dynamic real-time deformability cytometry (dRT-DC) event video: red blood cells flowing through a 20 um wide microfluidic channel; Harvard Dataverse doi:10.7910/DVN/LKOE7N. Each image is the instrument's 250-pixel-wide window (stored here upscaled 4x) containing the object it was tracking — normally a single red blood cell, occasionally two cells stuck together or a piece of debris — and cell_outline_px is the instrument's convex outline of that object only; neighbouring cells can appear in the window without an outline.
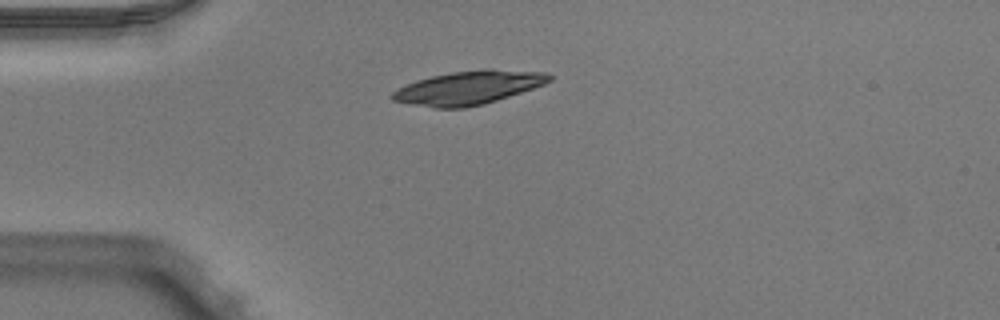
{"species": "Egyptian fruit bat (a non-hibernating species)", "species_latin": "Rousettus aegyptiacus", "temperature_condition": "warm", "stored_images_in_passage": 38, "camera_frame_rate_fps": 3000, "um_per_image_px": 0.085, "animal": {"sex": "male"}, "frame": {"image": 1, "passage_image": 1, "time_ms": 0.0, "image_size_px": [1000, 320], "cell_outline_px": [[552, 80], [544, 84], [484, 104], [464, 108], [432, 108], [392, 100], [388, 96], [392, 92], [416, 80], [432, 76], [452, 72], [484, 68], [488, 68], [548, 72], [552, 76]], "centroid_in_image_um": [39.83, 7.44], "position_along_channel_um": 45.2, "area_um2": 30.69}}
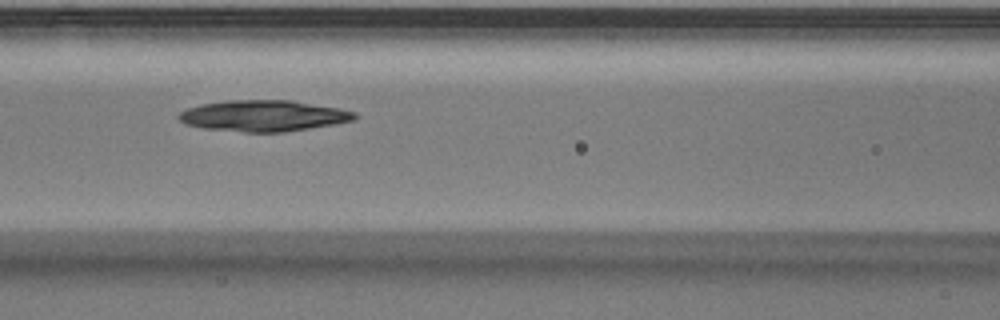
{"frame": {"image": 2, "passage_image": 10, "time_ms": 3.0, "image_size_px": [1000, 320], "cell_outline_px": [[360, 116], [356, 120], [284, 132], [244, 132], [204, 128], [184, 124], [176, 116], [180, 112], [188, 108], [200, 104], [228, 100], [292, 100], [340, 108], [356, 112]], "centroid_in_image_um": [22.41, 9.83], "position_along_channel_um": 144.2, "area_um2": 32.02}}
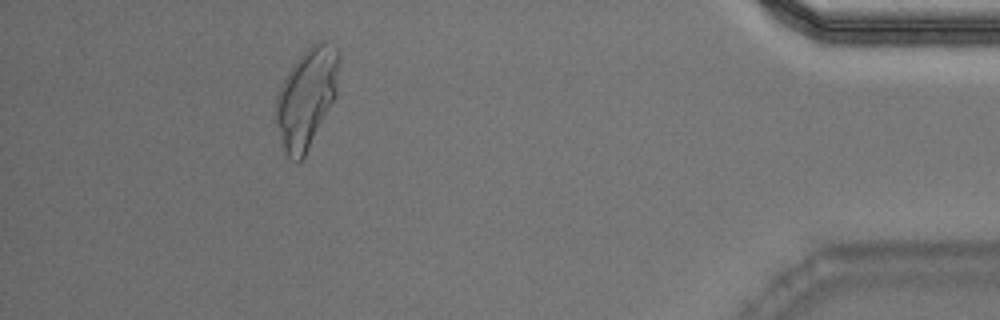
{"frame": {"image": 3, "passage_image": 34, "time_ms": 11.0, "image_size_px": [1000, 320], "cell_outline_px": [[340, 60], [336, 96], [304, 156], [300, 160], [292, 160], [284, 152], [276, 124], [276, 92], [284, 76], [296, 60], [316, 40], [324, 40], [336, 48], [340, 52]], "centroid_in_image_um": [26.06, 8.26], "position_along_channel_um": 409.1, "area_um2": 36.65}}